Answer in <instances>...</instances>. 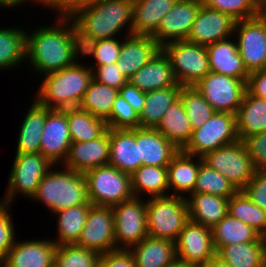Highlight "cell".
Wrapping results in <instances>:
<instances>
[{
    "mask_svg": "<svg viewBox=\"0 0 266 267\" xmlns=\"http://www.w3.org/2000/svg\"><path fill=\"white\" fill-rule=\"evenodd\" d=\"M56 18L54 26H40L32 34L26 31V62L42 76L72 66L81 54L72 19Z\"/></svg>",
    "mask_w": 266,
    "mask_h": 267,
    "instance_id": "1",
    "label": "cell"
},
{
    "mask_svg": "<svg viewBox=\"0 0 266 267\" xmlns=\"http://www.w3.org/2000/svg\"><path fill=\"white\" fill-rule=\"evenodd\" d=\"M133 0H99L76 11L72 19L81 50L99 39L115 38L127 28L132 34Z\"/></svg>",
    "mask_w": 266,
    "mask_h": 267,
    "instance_id": "2",
    "label": "cell"
},
{
    "mask_svg": "<svg viewBox=\"0 0 266 267\" xmlns=\"http://www.w3.org/2000/svg\"><path fill=\"white\" fill-rule=\"evenodd\" d=\"M44 77L35 101L49 109L63 110L78 107L93 79V73L90 67L77 61L72 66Z\"/></svg>",
    "mask_w": 266,
    "mask_h": 267,
    "instance_id": "3",
    "label": "cell"
},
{
    "mask_svg": "<svg viewBox=\"0 0 266 267\" xmlns=\"http://www.w3.org/2000/svg\"><path fill=\"white\" fill-rule=\"evenodd\" d=\"M43 177L35 195L31 198L40 201L51 213L76 207L88 202L84 173L72 169L56 167Z\"/></svg>",
    "mask_w": 266,
    "mask_h": 267,
    "instance_id": "4",
    "label": "cell"
},
{
    "mask_svg": "<svg viewBox=\"0 0 266 267\" xmlns=\"http://www.w3.org/2000/svg\"><path fill=\"white\" fill-rule=\"evenodd\" d=\"M149 198V199H148ZM147 198L146 222L149 237L176 242L189 220L186 197L163 196Z\"/></svg>",
    "mask_w": 266,
    "mask_h": 267,
    "instance_id": "5",
    "label": "cell"
},
{
    "mask_svg": "<svg viewBox=\"0 0 266 267\" xmlns=\"http://www.w3.org/2000/svg\"><path fill=\"white\" fill-rule=\"evenodd\" d=\"M88 201L95 206L113 207L134 197L131 175L106 165L84 173Z\"/></svg>",
    "mask_w": 266,
    "mask_h": 267,
    "instance_id": "6",
    "label": "cell"
},
{
    "mask_svg": "<svg viewBox=\"0 0 266 267\" xmlns=\"http://www.w3.org/2000/svg\"><path fill=\"white\" fill-rule=\"evenodd\" d=\"M162 50L169 58L175 78L181 86H195L210 72L206 46L178 40L164 44Z\"/></svg>",
    "mask_w": 266,
    "mask_h": 267,
    "instance_id": "7",
    "label": "cell"
},
{
    "mask_svg": "<svg viewBox=\"0 0 266 267\" xmlns=\"http://www.w3.org/2000/svg\"><path fill=\"white\" fill-rule=\"evenodd\" d=\"M54 166L41 153H16L8 179L7 192L0 203L10 206L18 194L31 199L43 177Z\"/></svg>",
    "mask_w": 266,
    "mask_h": 267,
    "instance_id": "8",
    "label": "cell"
},
{
    "mask_svg": "<svg viewBox=\"0 0 266 267\" xmlns=\"http://www.w3.org/2000/svg\"><path fill=\"white\" fill-rule=\"evenodd\" d=\"M238 140L236 115L215 112L201 127L192 131L191 139L182 151L202 158L207 153Z\"/></svg>",
    "mask_w": 266,
    "mask_h": 267,
    "instance_id": "9",
    "label": "cell"
},
{
    "mask_svg": "<svg viewBox=\"0 0 266 267\" xmlns=\"http://www.w3.org/2000/svg\"><path fill=\"white\" fill-rule=\"evenodd\" d=\"M202 159L228 179L238 191L248 184L256 171L243 140L209 152Z\"/></svg>",
    "mask_w": 266,
    "mask_h": 267,
    "instance_id": "10",
    "label": "cell"
},
{
    "mask_svg": "<svg viewBox=\"0 0 266 267\" xmlns=\"http://www.w3.org/2000/svg\"><path fill=\"white\" fill-rule=\"evenodd\" d=\"M233 34L247 71L266 69V13L237 20Z\"/></svg>",
    "mask_w": 266,
    "mask_h": 267,
    "instance_id": "11",
    "label": "cell"
},
{
    "mask_svg": "<svg viewBox=\"0 0 266 267\" xmlns=\"http://www.w3.org/2000/svg\"><path fill=\"white\" fill-rule=\"evenodd\" d=\"M241 79L208 72L195 87L216 112L236 114L246 93Z\"/></svg>",
    "mask_w": 266,
    "mask_h": 267,
    "instance_id": "12",
    "label": "cell"
},
{
    "mask_svg": "<svg viewBox=\"0 0 266 267\" xmlns=\"http://www.w3.org/2000/svg\"><path fill=\"white\" fill-rule=\"evenodd\" d=\"M145 200L133 197L112 207L116 249H130L148 236Z\"/></svg>",
    "mask_w": 266,
    "mask_h": 267,
    "instance_id": "13",
    "label": "cell"
},
{
    "mask_svg": "<svg viewBox=\"0 0 266 267\" xmlns=\"http://www.w3.org/2000/svg\"><path fill=\"white\" fill-rule=\"evenodd\" d=\"M80 247L100 254L115 250V226L112 207L92 205L78 241Z\"/></svg>",
    "mask_w": 266,
    "mask_h": 267,
    "instance_id": "14",
    "label": "cell"
},
{
    "mask_svg": "<svg viewBox=\"0 0 266 267\" xmlns=\"http://www.w3.org/2000/svg\"><path fill=\"white\" fill-rule=\"evenodd\" d=\"M177 261L201 266L216 255L212 229L188 220L176 241Z\"/></svg>",
    "mask_w": 266,
    "mask_h": 267,
    "instance_id": "15",
    "label": "cell"
},
{
    "mask_svg": "<svg viewBox=\"0 0 266 267\" xmlns=\"http://www.w3.org/2000/svg\"><path fill=\"white\" fill-rule=\"evenodd\" d=\"M72 139L67 121V108L52 109L46 117L41 133L40 153L52 164H63L66 160Z\"/></svg>",
    "mask_w": 266,
    "mask_h": 267,
    "instance_id": "16",
    "label": "cell"
},
{
    "mask_svg": "<svg viewBox=\"0 0 266 267\" xmlns=\"http://www.w3.org/2000/svg\"><path fill=\"white\" fill-rule=\"evenodd\" d=\"M201 5V0H177L152 37L161 46L171 41L187 40Z\"/></svg>",
    "mask_w": 266,
    "mask_h": 267,
    "instance_id": "17",
    "label": "cell"
},
{
    "mask_svg": "<svg viewBox=\"0 0 266 267\" xmlns=\"http://www.w3.org/2000/svg\"><path fill=\"white\" fill-rule=\"evenodd\" d=\"M235 22L230 15L201 5L187 40L208 46L233 37Z\"/></svg>",
    "mask_w": 266,
    "mask_h": 267,
    "instance_id": "18",
    "label": "cell"
},
{
    "mask_svg": "<svg viewBox=\"0 0 266 267\" xmlns=\"http://www.w3.org/2000/svg\"><path fill=\"white\" fill-rule=\"evenodd\" d=\"M110 158L109 128L98 138L86 142H72L62 166L85 173L106 166Z\"/></svg>",
    "mask_w": 266,
    "mask_h": 267,
    "instance_id": "19",
    "label": "cell"
},
{
    "mask_svg": "<svg viewBox=\"0 0 266 267\" xmlns=\"http://www.w3.org/2000/svg\"><path fill=\"white\" fill-rule=\"evenodd\" d=\"M161 49L162 46L152 36L127 35V38L122 41V48L116 62L117 66L129 80Z\"/></svg>",
    "mask_w": 266,
    "mask_h": 267,
    "instance_id": "20",
    "label": "cell"
},
{
    "mask_svg": "<svg viewBox=\"0 0 266 267\" xmlns=\"http://www.w3.org/2000/svg\"><path fill=\"white\" fill-rule=\"evenodd\" d=\"M57 245L49 239L16 241L3 259L5 267H54Z\"/></svg>",
    "mask_w": 266,
    "mask_h": 267,
    "instance_id": "21",
    "label": "cell"
},
{
    "mask_svg": "<svg viewBox=\"0 0 266 267\" xmlns=\"http://www.w3.org/2000/svg\"><path fill=\"white\" fill-rule=\"evenodd\" d=\"M141 165L168 166L179 149L156 128H136Z\"/></svg>",
    "mask_w": 266,
    "mask_h": 267,
    "instance_id": "22",
    "label": "cell"
},
{
    "mask_svg": "<svg viewBox=\"0 0 266 267\" xmlns=\"http://www.w3.org/2000/svg\"><path fill=\"white\" fill-rule=\"evenodd\" d=\"M128 81L145 93L166 87L181 86L175 78L169 58L162 49Z\"/></svg>",
    "mask_w": 266,
    "mask_h": 267,
    "instance_id": "23",
    "label": "cell"
},
{
    "mask_svg": "<svg viewBox=\"0 0 266 267\" xmlns=\"http://www.w3.org/2000/svg\"><path fill=\"white\" fill-rule=\"evenodd\" d=\"M229 37L206 46L210 72L228 75L247 81L249 72L239 55L237 42Z\"/></svg>",
    "mask_w": 266,
    "mask_h": 267,
    "instance_id": "24",
    "label": "cell"
},
{
    "mask_svg": "<svg viewBox=\"0 0 266 267\" xmlns=\"http://www.w3.org/2000/svg\"><path fill=\"white\" fill-rule=\"evenodd\" d=\"M110 158L108 165L131 175L141 166L138 145L136 144V129H111Z\"/></svg>",
    "mask_w": 266,
    "mask_h": 267,
    "instance_id": "25",
    "label": "cell"
},
{
    "mask_svg": "<svg viewBox=\"0 0 266 267\" xmlns=\"http://www.w3.org/2000/svg\"><path fill=\"white\" fill-rule=\"evenodd\" d=\"M184 153L182 150L172 158L167 166V177L170 195L183 196L184 194H192L197 180L199 166L203 162L201 157ZM193 159V160H192Z\"/></svg>",
    "mask_w": 266,
    "mask_h": 267,
    "instance_id": "26",
    "label": "cell"
},
{
    "mask_svg": "<svg viewBox=\"0 0 266 267\" xmlns=\"http://www.w3.org/2000/svg\"><path fill=\"white\" fill-rule=\"evenodd\" d=\"M130 251L136 267H170L177 262L176 242L147 236Z\"/></svg>",
    "mask_w": 266,
    "mask_h": 267,
    "instance_id": "27",
    "label": "cell"
},
{
    "mask_svg": "<svg viewBox=\"0 0 266 267\" xmlns=\"http://www.w3.org/2000/svg\"><path fill=\"white\" fill-rule=\"evenodd\" d=\"M187 195L188 216L192 222L212 229L228 214V200L207 193Z\"/></svg>",
    "mask_w": 266,
    "mask_h": 267,
    "instance_id": "28",
    "label": "cell"
},
{
    "mask_svg": "<svg viewBox=\"0 0 266 267\" xmlns=\"http://www.w3.org/2000/svg\"><path fill=\"white\" fill-rule=\"evenodd\" d=\"M177 0H133L132 34L152 36Z\"/></svg>",
    "mask_w": 266,
    "mask_h": 267,
    "instance_id": "29",
    "label": "cell"
},
{
    "mask_svg": "<svg viewBox=\"0 0 266 267\" xmlns=\"http://www.w3.org/2000/svg\"><path fill=\"white\" fill-rule=\"evenodd\" d=\"M51 110L33 100L19 130L16 153H40L41 133Z\"/></svg>",
    "mask_w": 266,
    "mask_h": 267,
    "instance_id": "30",
    "label": "cell"
},
{
    "mask_svg": "<svg viewBox=\"0 0 266 267\" xmlns=\"http://www.w3.org/2000/svg\"><path fill=\"white\" fill-rule=\"evenodd\" d=\"M235 115L239 140L266 131V99L254 97L246 91Z\"/></svg>",
    "mask_w": 266,
    "mask_h": 267,
    "instance_id": "31",
    "label": "cell"
},
{
    "mask_svg": "<svg viewBox=\"0 0 266 267\" xmlns=\"http://www.w3.org/2000/svg\"><path fill=\"white\" fill-rule=\"evenodd\" d=\"M156 129L179 150L187 145L193 130L180 98L165 112Z\"/></svg>",
    "mask_w": 266,
    "mask_h": 267,
    "instance_id": "32",
    "label": "cell"
},
{
    "mask_svg": "<svg viewBox=\"0 0 266 267\" xmlns=\"http://www.w3.org/2000/svg\"><path fill=\"white\" fill-rule=\"evenodd\" d=\"M131 189L138 198H144V193H149L151 198L170 195L167 166L141 165L131 174Z\"/></svg>",
    "mask_w": 266,
    "mask_h": 267,
    "instance_id": "33",
    "label": "cell"
},
{
    "mask_svg": "<svg viewBox=\"0 0 266 267\" xmlns=\"http://www.w3.org/2000/svg\"><path fill=\"white\" fill-rule=\"evenodd\" d=\"M212 237L216 253L223 246L230 244L265 242V237H262L243 221L233 218L229 214L212 228Z\"/></svg>",
    "mask_w": 266,
    "mask_h": 267,
    "instance_id": "34",
    "label": "cell"
},
{
    "mask_svg": "<svg viewBox=\"0 0 266 267\" xmlns=\"http://www.w3.org/2000/svg\"><path fill=\"white\" fill-rule=\"evenodd\" d=\"M182 86H172L145 93L144 107L139 115L141 128H156L165 112L179 99Z\"/></svg>",
    "mask_w": 266,
    "mask_h": 267,
    "instance_id": "35",
    "label": "cell"
},
{
    "mask_svg": "<svg viewBox=\"0 0 266 267\" xmlns=\"http://www.w3.org/2000/svg\"><path fill=\"white\" fill-rule=\"evenodd\" d=\"M92 204L88 201L76 207L64 209L55 213L57 216L58 238L52 241L57 245L75 244L85 226V222Z\"/></svg>",
    "mask_w": 266,
    "mask_h": 267,
    "instance_id": "36",
    "label": "cell"
},
{
    "mask_svg": "<svg viewBox=\"0 0 266 267\" xmlns=\"http://www.w3.org/2000/svg\"><path fill=\"white\" fill-rule=\"evenodd\" d=\"M216 255L231 267H265V242L230 244Z\"/></svg>",
    "mask_w": 266,
    "mask_h": 267,
    "instance_id": "37",
    "label": "cell"
},
{
    "mask_svg": "<svg viewBox=\"0 0 266 267\" xmlns=\"http://www.w3.org/2000/svg\"><path fill=\"white\" fill-rule=\"evenodd\" d=\"M67 121L72 142L94 140L108 129L105 120L78 107L67 108Z\"/></svg>",
    "mask_w": 266,
    "mask_h": 267,
    "instance_id": "38",
    "label": "cell"
},
{
    "mask_svg": "<svg viewBox=\"0 0 266 267\" xmlns=\"http://www.w3.org/2000/svg\"><path fill=\"white\" fill-rule=\"evenodd\" d=\"M118 95V89L92 79L78 108L106 121L110 117L112 105Z\"/></svg>",
    "mask_w": 266,
    "mask_h": 267,
    "instance_id": "39",
    "label": "cell"
},
{
    "mask_svg": "<svg viewBox=\"0 0 266 267\" xmlns=\"http://www.w3.org/2000/svg\"><path fill=\"white\" fill-rule=\"evenodd\" d=\"M26 32L21 28L0 29V70L18 67L26 59ZM21 62V63H20Z\"/></svg>",
    "mask_w": 266,
    "mask_h": 267,
    "instance_id": "40",
    "label": "cell"
},
{
    "mask_svg": "<svg viewBox=\"0 0 266 267\" xmlns=\"http://www.w3.org/2000/svg\"><path fill=\"white\" fill-rule=\"evenodd\" d=\"M228 214L266 237V211L254 204L242 191L229 198Z\"/></svg>",
    "mask_w": 266,
    "mask_h": 267,
    "instance_id": "41",
    "label": "cell"
},
{
    "mask_svg": "<svg viewBox=\"0 0 266 267\" xmlns=\"http://www.w3.org/2000/svg\"><path fill=\"white\" fill-rule=\"evenodd\" d=\"M181 99L192 130L201 127L216 112L195 86H182Z\"/></svg>",
    "mask_w": 266,
    "mask_h": 267,
    "instance_id": "42",
    "label": "cell"
},
{
    "mask_svg": "<svg viewBox=\"0 0 266 267\" xmlns=\"http://www.w3.org/2000/svg\"><path fill=\"white\" fill-rule=\"evenodd\" d=\"M238 190L221 173L202 162L199 166L197 180L193 193H207L224 198H230Z\"/></svg>",
    "mask_w": 266,
    "mask_h": 267,
    "instance_id": "43",
    "label": "cell"
},
{
    "mask_svg": "<svg viewBox=\"0 0 266 267\" xmlns=\"http://www.w3.org/2000/svg\"><path fill=\"white\" fill-rule=\"evenodd\" d=\"M100 253L75 244L56 247L54 267H98Z\"/></svg>",
    "mask_w": 266,
    "mask_h": 267,
    "instance_id": "44",
    "label": "cell"
},
{
    "mask_svg": "<svg viewBox=\"0 0 266 267\" xmlns=\"http://www.w3.org/2000/svg\"><path fill=\"white\" fill-rule=\"evenodd\" d=\"M116 38L99 39L89 42L82 50L81 56L89 55L95 59L96 65H108L118 61L122 42Z\"/></svg>",
    "mask_w": 266,
    "mask_h": 267,
    "instance_id": "45",
    "label": "cell"
},
{
    "mask_svg": "<svg viewBox=\"0 0 266 267\" xmlns=\"http://www.w3.org/2000/svg\"><path fill=\"white\" fill-rule=\"evenodd\" d=\"M201 3L230 15L235 21L250 19L261 13L252 0H201Z\"/></svg>",
    "mask_w": 266,
    "mask_h": 267,
    "instance_id": "46",
    "label": "cell"
},
{
    "mask_svg": "<svg viewBox=\"0 0 266 267\" xmlns=\"http://www.w3.org/2000/svg\"><path fill=\"white\" fill-rule=\"evenodd\" d=\"M106 124L111 129H136L140 127L139 115L119 94L112 105Z\"/></svg>",
    "mask_w": 266,
    "mask_h": 267,
    "instance_id": "47",
    "label": "cell"
},
{
    "mask_svg": "<svg viewBox=\"0 0 266 267\" xmlns=\"http://www.w3.org/2000/svg\"><path fill=\"white\" fill-rule=\"evenodd\" d=\"M9 205L0 203V260L9 253L15 242L14 223Z\"/></svg>",
    "mask_w": 266,
    "mask_h": 267,
    "instance_id": "48",
    "label": "cell"
},
{
    "mask_svg": "<svg viewBox=\"0 0 266 267\" xmlns=\"http://www.w3.org/2000/svg\"><path fill=\"white\" fill-rule=\"evenodd\" d=\"M91 69L94 80L118 90L128 82V79L119 70L117 63L108 65L92 64Z\"/></svg>",
    "mask_w": 266,
    "mask_h": 267,
    "instance_id": "49",
    "label": "cell"
},
{
    "mask_svg": "<svg viewBox=\"0 0 266 267\" xmlns=\"http://www.w3.org/2000/svg\"><path fill=\"white\" fill-rule=\"evenodd\" d=\"M256 170H266V131L252 134L244 140Z\"/></svg>",
    "mask_w": 266,
    "mask_h": 267,
    "instance_id": "50",
    "label": "cell"
},
{
    "mask_svg": "<svg viewBox=\"0 0 266 267\" xmlns=\"http://www.w3.org/2000/svg\"><path fill=\"white\" fill-rule=\"evenodd\" d=\"M254 204L266 211V170H256L241 190Z\"/></svg>",
    "mask_w": 266,
    "mask_h": 267,
    "instance_id": "51",
    "label": "cell"
},
{
    "mask_svg": "<svg viewBox=\"0 0 266 267\" xmlns=\"http://www.w3.org/2000/svg\"><path fill=\"white\" fill-rule=\"evenodd\" d=\"M98 267H136L130 249H115L100 255Z\"/></svg>",
    "mask_w": 266,
    "mask_h": 267,
    "instance_id": "52",
    "label": "cell"
},
{
    "mask_svg": "<svg viewBox=\"0 0 266 267\" xmlns=\"http://www.w3.org/2000/svg\"><path fill=\"white\" fill-rule=\"evenodd\" d=\"M99 0H44V8L55 10L58 17H71L76 11Z\"/></svg>",
    "mask_w": 266,
    "mask_h": 267,
    "instance_id": "53",
    "label": "cell"
},
{
    "mask_svg": "<svg viewBox=\"0 0 266 267\" xmlns=\"http://www.w3.org/2000/svg\"><path fill=\"white\" fill-rule=\"evenodd\" d=\"M247 92L262 99H266V69L251 72L246 82Z\"/></svg>",
    "mask_w": 266,
    "mask_h": 267,
    "instance_id": "54",
    "label": "cell"
},
{
    "mask_svg": "<svg viewBox=\"0 0 266 267\" xmlns=\"http://www.w3.org/2000/svg\"><path fill=\"white\" fill-rule=\"evenodd\" d=\"M119 94L132 106L138 115L141 114L145 102V92L140 91L128 81L119 89Z\"/></svg>",
    "mask_w": 266,
    "mask_h": 267,
    "instance_id": "55",
    "label": "cell"
},
{
    "mask_svg": "<svg viewBox=\"0 0 266 267\" xmlns=\"http://www.w3.org/2000/svg\"><path fill=\"white\" fill-rule=\"evenodd\" d=\"M25 1L26 0H0V7L11 9V7L18 6L19 4L24 3ZM31 1L34 4L36 2L38 4H42V6L44 5V0H31ZM27 3H28V0H27Z\"/></svg>",
    "mask_w": 266,
    "mask_h": 267,
    "instance_id": "56",
    "label": "cell"
},
{
    "mask_svg": "<svg viewBox=\"0 0 266 267\" xmlns=\"http://www.w3.org/2000/svg\"><path fill=\"white\" fill-rule=\"evenodd\" d=\"M198 267H231L228 263L224 262L221 258L215 255L212 259H210L205 264Z\"/></svg>",
    "mask_w": 266,
    "mask_h": 267,
    "instance_id": "57",
    "label": "cell"
},
{
    "mask_svg": "<svg viewBox=\"0 0 266 267\" xmlns=\"http://www.w3.org/2000/svg\"><path fill=\"white\" fill-rule=\"evenodd\" d=\"M258 10L262 13H266V0H252Z\"/></svg>",
    "mask_w": 266,
    "mask_h": 267,
    "instance_id": "58",
    "label": "cell"
},
{
    "mask_svg": "<svg viewBox=\"0 0 266 267\" xmlns=\"http://www.w3.org/2000/svg\"><path fill=\"white\" fill-rule=\"evenodd\" d=\"M170 267H198L196 265H190V264H183V263H180V262H176L174 263L172 266Z\"/></svg>",
    "mask_w": 266,
    "mask_h": 267,
    "instance_id": "59",
    "label": "cell"
},
{
    "mask_svg": "<svg viewBox=\"0 0 266 267\" xmlns=\"http://www.w3.org/2000/svg\"><path fill=\"white\" fill-rule=\"evenodd\" d=\"M265 267H266V237H265Z\"/></svg>",
    "mask_w": 266,
    "mask_h": 267,
    "instance_id": "60",
    "label": "cell"
},
{
    "mask_svg": "<svg viewBox=\"0 0 266 267\" xmlns=\"http://www.w3.org/2000/svg\"><path fill=\"white\" fill-rule=\"evenodd\" d=\"M0 267H5L3 260H0Z\"/></svg>",
    "mask_w": 266,
    "mask_h": 267,
    "instance_id": "61",
    "label": "cell"
}]
</instances>
